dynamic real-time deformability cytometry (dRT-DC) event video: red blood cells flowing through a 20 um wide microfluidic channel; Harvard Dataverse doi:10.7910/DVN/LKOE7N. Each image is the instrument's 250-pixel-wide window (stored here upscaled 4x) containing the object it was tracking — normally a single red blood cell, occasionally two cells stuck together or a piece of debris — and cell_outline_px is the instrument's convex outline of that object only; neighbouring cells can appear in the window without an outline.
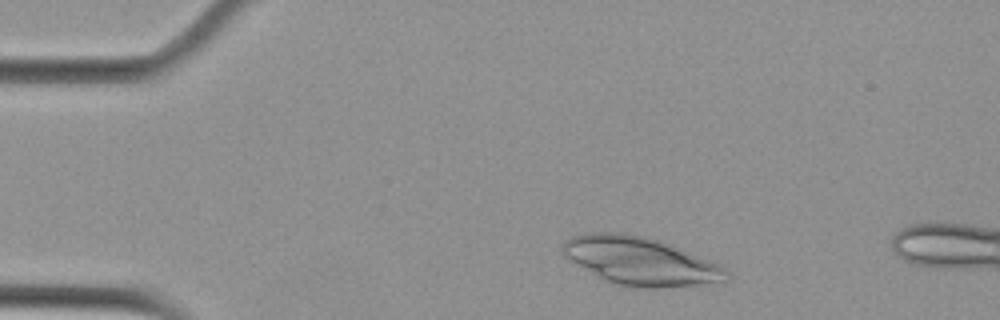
{"species": "Egyptian fruit bat (a non-hibernating species)", "species_latin": "Rousettus aegyptiacus", "temperature_condition": "cold", "stored_images_in_passage": 46, "camera_frame_rate_fps": 3000, "um_per_image_px": 0.085, "animal": {"sex": "female"}, "frame": {"image": 1, "passage_image": 4, "time_ms": 1.0, "image_size_px": [1000, 320], "cell_outline_px": [[732, 276], [724, 284], [656, 288], [632, 288], [612, 284], [604, 280], [572, 260], [560, 252], [560, 244], [564, 240], [572, 236], [584, 232], [624, 232], [644, 236], [660, 240], [720, 264]], "centroid_in_image_um": [54.49, 22.21], "position_along_channel_um": 30.5, "area_um2": 46.82}}
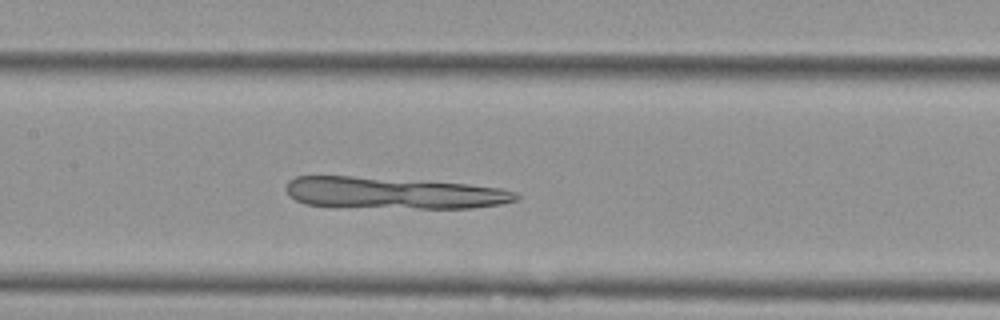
{"frame": {"image": 2, "passage_image": 20, "time_ms": 6.333, "image_size_px": [1000, 320], "cell_outline_px": [[520, 196], [516, 200], [500, 204], [472, 208], [332, 208], [304, 204], [288, 196], [284, 188], [288, 180], [296, 176], [352, 176], [468, 184], [500, 188], [516, 192]], "centroid_in_image_um": [33.32, 16.43], "position_along_channel_um": 174.1, "area_um2": 43.23}}
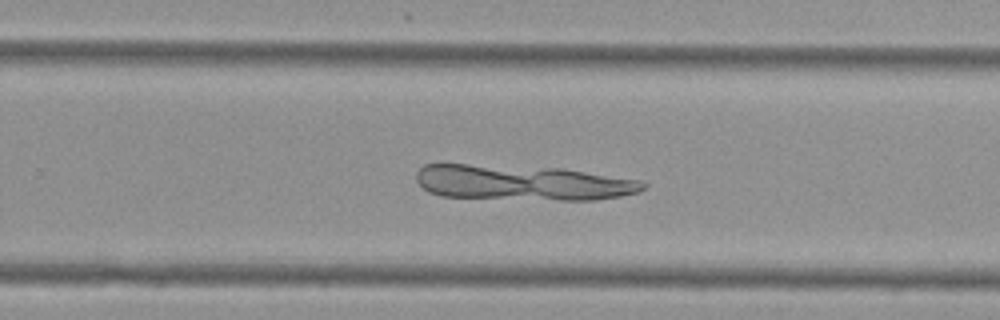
{"frame": {"image": 3, "passage_image": 29, "time_ms": 9.333, "image_size_px": [1000, 320], "cell_outline_px": [[648, 184], [644, 188], [636, 192], [620, 196], [596, 200], [560, 200], [440, 196], [428, 192], [416, 180], [416, 172], [424, 164], [468, 164], [564, 168], [640, 180]], "centroid_in_image_um": [44.41, 15.52], "position_along_channel_um": 285.4, "area_um2": 46.7}}